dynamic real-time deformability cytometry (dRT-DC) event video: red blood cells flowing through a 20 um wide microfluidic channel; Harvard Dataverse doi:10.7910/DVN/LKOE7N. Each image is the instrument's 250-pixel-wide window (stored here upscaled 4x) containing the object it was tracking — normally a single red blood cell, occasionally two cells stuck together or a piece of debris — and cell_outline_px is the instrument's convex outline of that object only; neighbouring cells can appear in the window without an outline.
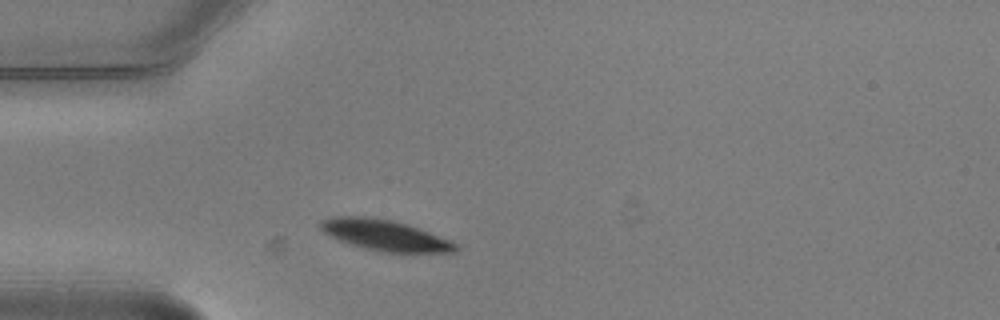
{"species": "common noctule bat (a hibernating species)", "species_latin": "Nyctalus noctula", "temperature_condition": "warm", "stored_images_in_passage": 1, "camera_frame_rate_fps": 3000, "um_per_image_px": 0.085, "animal": {"sex": "male", "body_mass_g": 20.5, "forearm_length_mm": 52.5}, "frame": {"image": 1, "passage_image": 1, "time_ms": 0.0, "image_size_px": [1000, 320], "cell_outline_px": [[460, 248], [456, 252], [376, 252], [336, 240], [324, 232], [320, 228], [320, 220], [332, 216], [368, 216], [392, 220], [428, 232], [448, 240], [456, 244]], "centroid_in_image_um": [32.63, 20.0], "position_along_channel_um": 52.4, "area_um2": 24.22}}